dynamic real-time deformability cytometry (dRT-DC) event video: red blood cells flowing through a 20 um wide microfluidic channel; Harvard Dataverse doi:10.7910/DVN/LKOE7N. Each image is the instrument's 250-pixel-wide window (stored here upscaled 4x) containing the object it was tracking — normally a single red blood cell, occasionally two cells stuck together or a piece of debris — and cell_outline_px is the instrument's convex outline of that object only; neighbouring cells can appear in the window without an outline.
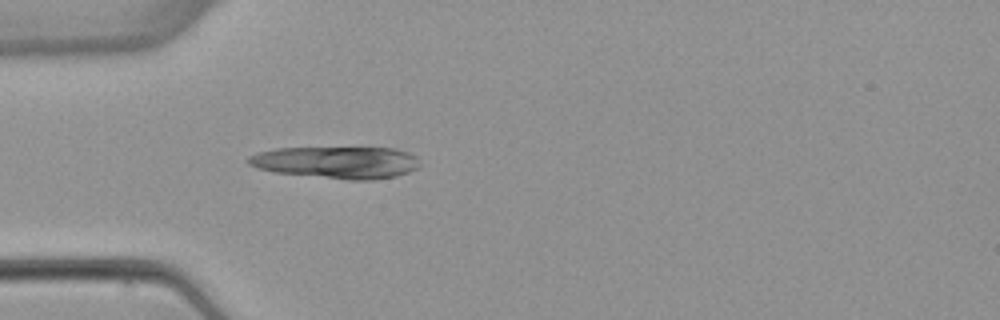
{"species": "common noctule bat (a hibernating species)", "species_latin": "Nyctalus noctula", "temperature_condition": "warm", "stored_images_in_passage": 1, "camera_frame_rate_fps": 3000, "um_per_image_px": 0.085, "animal": {"sex": "female", "body_mass_g": 22.7, "forearm_length_mm": 54.2}, "frame": {"image": 1, "passage_image": 1, "time_ms": 0.0, "image_size_px": [1000, 320], "cell_outline_px": [[420, 164], [416, 168], [408, 172], [396, 176], [372, 180], [348, 180], [272, 172], [256, 168], [248, 164], [244, 160], [248, 156], [256, 152], [276, 148], [396, 148], [408, 152], [416, 156]], "centroid_in_image_um": [28.56, 13.8], "position_along_channel_um": 56.4, "area_um2": 32.37}}